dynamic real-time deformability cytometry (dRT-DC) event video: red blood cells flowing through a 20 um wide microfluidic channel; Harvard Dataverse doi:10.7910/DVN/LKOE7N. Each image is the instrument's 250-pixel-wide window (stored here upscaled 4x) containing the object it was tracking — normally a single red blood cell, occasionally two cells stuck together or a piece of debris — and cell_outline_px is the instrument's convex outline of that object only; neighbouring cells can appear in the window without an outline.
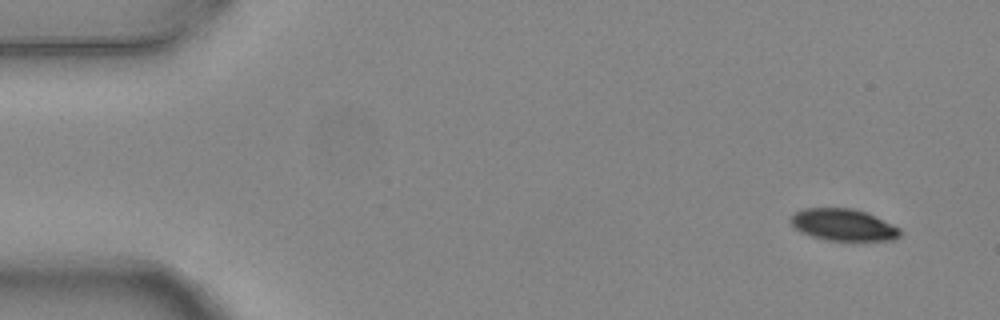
{"species": "common noctule bat (a hibernating species)", "species_latin": "Nyctalus noctula", "temperature_condition": "warm", "stored_images_in_passage": 4, "camera_frame_rate_fps": 3000, "um_per_image_px": 0.085, "animal": {"sex": "female", "body_mass_g": 24.6, "forearm_length_mm": 56.2}, "frame": {"image": 1, "passage_image": 1, "time_ms": 0.0, "image_size_px": [1000, 320], "cell_outline_px": [[900, 236], [896, 240], [828, 240], [812, 236], [800, 232], [788, 220], [796, 212], [804, 208], [852, 208], [864, 212], [900, 228]], "centroid_in_image_um": [71.66, 19.11], "position_along_channel_um": 13.3, "area_um2": 20.0}}